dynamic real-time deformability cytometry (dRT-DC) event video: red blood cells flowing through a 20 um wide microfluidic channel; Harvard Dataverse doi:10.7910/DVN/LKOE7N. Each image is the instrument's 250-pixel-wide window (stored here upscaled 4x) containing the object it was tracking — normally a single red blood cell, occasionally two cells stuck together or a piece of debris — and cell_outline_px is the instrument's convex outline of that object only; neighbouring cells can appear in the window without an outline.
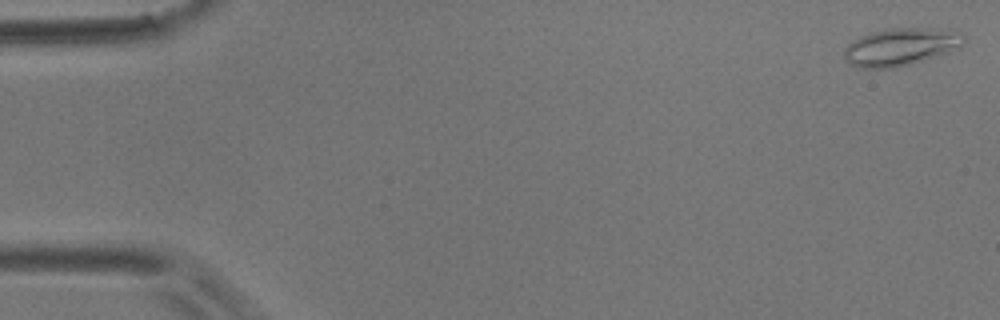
{"species": "common noctule bat (a hibernating species)", "species_latin": "Nyctalus noctula", "temperature_condition": "room temperature", "stored_images_in_passage": 56, "camera_frame_rate_fps": 3000, "um_per_image_px": 0.085, "animal": {"sex": "male", "body_mass_g": 17.9}, "frame": {"image": 1, "passage_image": 1, "time_ms": 0.0, "image_size_px": [1000, 320], "cell_outline_px": [[968, 36], [964, 44], [948, 52], [924, 60], [892, 68], [856, 68], [844, 60], [844, 48], [852, 40], [860, 36], [872, 32], [888, 28], [956, 28]], "centroid_in_image_um": [76.61, 3.95], "position_along_channel_um": 8.4, "area_um2": 26.76}}
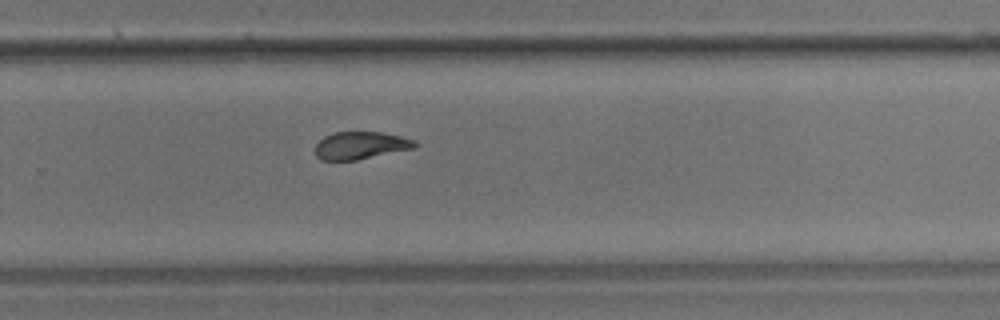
{"frame": {"image": 2, "passage_image": 37, "time_ms": 12.0, "image_size_px": [1000, 320], "cell_outline_px": [[416, 148], [356, 160], [320, 160], [316, 156], [316, 144], [324, 136], [332, 132], [384, 132], [416, 140]], "centroid_in_image_um": [30.66, 12.36], "position_along_channel_um": 299.1, "area_um2": 16.07}}
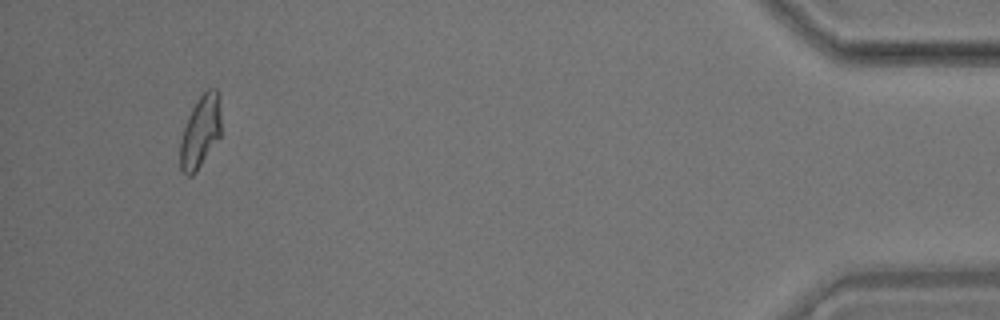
{"frame": {"image": 3, "passage_image": 53, "time_ms": 17.333, "image_size_px": [1000, 320], "cell_outline_px": [[220, 136], [196, 172], [192, 176], [188, 176], [180, 168], [180, 140], [188, 116], [192, 108], [200, 96], [208, 88], [216, 88], [220, 112]], "centroid_in_image_um": [17.01, 11.22], "position_along_channel_um": 418.2, "area_um2": 16.94}, "authors_computed_cell_mechanics": {"area_um2": 17.4556, "velocity_mm_per_s": 3.5607, "shape_relaxation_time_tau1_ms": 9.1857, "shape_relaxation_time_tau2_ms": 3.0919, "deformation_change_tau1": 0.2149, "deformation_change_tau2": 0.1066}}